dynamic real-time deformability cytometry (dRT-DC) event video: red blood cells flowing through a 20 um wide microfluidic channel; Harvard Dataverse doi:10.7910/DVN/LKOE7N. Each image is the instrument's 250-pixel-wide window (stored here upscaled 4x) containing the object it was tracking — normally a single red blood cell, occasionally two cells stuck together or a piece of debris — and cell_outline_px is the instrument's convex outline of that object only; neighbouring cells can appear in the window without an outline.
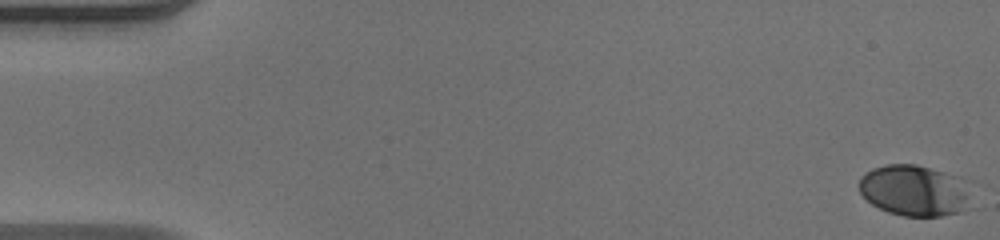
{"species": "human", "species_latin": "Homo sapiens", "temperature_condition": "warm", "stored_images_in_passage": 52, "camera_frame_rate_fps": 3000, "um_per_image_px": 0.085, "donor": {"sex": "male"}, "frame": {"image": 1, "passage_image": 1, "time_ms": 0.0, "image_size_px": [1000, 240], "cell_outline_px": [[980, 208], [940, 216], [904, 216], [888, 212], [872, 204], [860, 192], [860, 176], [872, 168], [888, 164], [916, 164], [944, 172]], "centroid_in_image_um": [77.68, 16.24], "position_along_channel_um": 7.3, "area_um2": 32.71}}
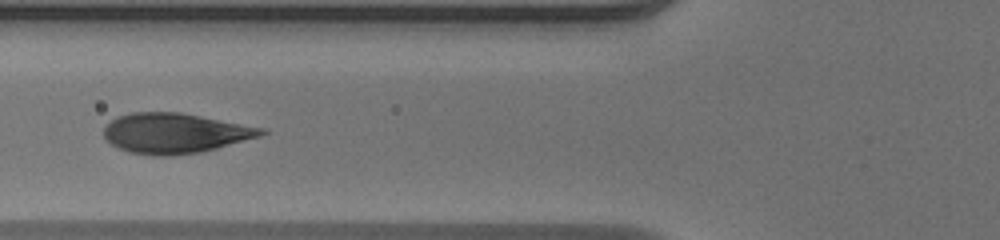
{"frame": {"image": 2, "passage_image": 21, "time_ms": 6.667, "image_size_px": [1000, 240], "cell_outline_px": [[268, 132], [260, 136], [216, 148], [200, 152], [172, 156], [152, 156], [128, 152], [112, 144], [104, 136], [104, 128], [116, 116], [132, 112], [180, 112], [264, 128]], "centroid_in_image_um": [14.85, 11.32], "position_along_channel_um": 110.9, "area_um2": 36.65}}
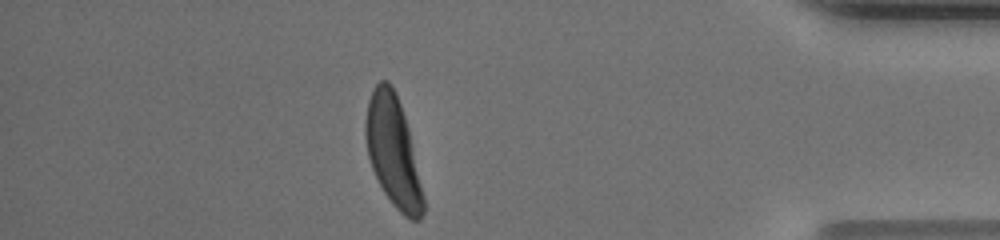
{"frame": {"image": 3, "passage_image": 46, "time_ms": 15.0, "image_size_px": [1000, 240], "cell_outline_px": [[424, 212], [420, 220], [412, 220], [404, 216], [392, 204], [384, 192], [372, 168], [368, 156], [364, 132], [364, 120], [368, 100], [376, 84], [380, 80], [388, 80], [400, 104], [408, 128], [424, 196]], "centroid_in_image_um": [33.4, 12.9], "position_along_channel_um": 401.8, "area_um2": 36.76}, "authors_computed_cell_mechanics": {"area_um2": 36.7608, "velocity_mm_per_s": 3.9702, "shape_relaxation_time_tau1_ms": 2.2278, "shape_relaxation_time_tau2_ms": null, "deformation_change_tau1": 0.1699, "deformation_change_tau2": null}}